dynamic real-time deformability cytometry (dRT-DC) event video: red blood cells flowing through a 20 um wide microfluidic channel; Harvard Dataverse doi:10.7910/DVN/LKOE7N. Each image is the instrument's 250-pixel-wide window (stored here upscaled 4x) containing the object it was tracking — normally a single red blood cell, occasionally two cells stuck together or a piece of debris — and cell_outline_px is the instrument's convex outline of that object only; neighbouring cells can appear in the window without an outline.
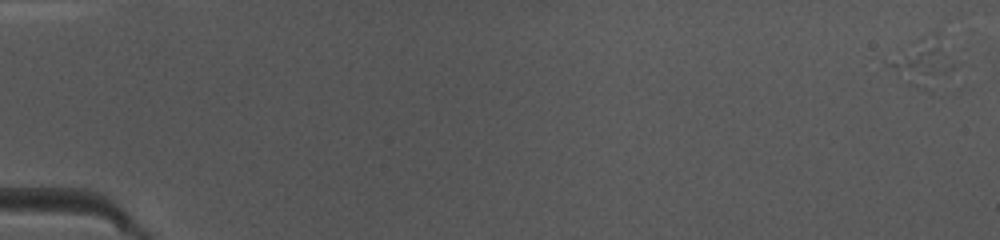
{"species": "common noctule bat (a hibernating species)", "species_latin": "Nyctalus noctula", "temperature_condition": "warm", "stored_images_in_passage": 5, "segment_of_instrument_passage": [2, 2], "camera_frame_rate_fps": 3000, "um_per_image_px": 0.085, "animal": {"sex": "female", "body_mass_g": 10.0, "forearm_length_mm": 53.1}, "frame": {"image": 1, "passage_image": 2, "time_ms": 0.333, "image_size_px": [1000, 240], "cell_outline_px": [[960, 60], [948, 72], [928, 88], [912, 88], [884, 64], [884, 60], [916, 40], [936, 28]], "centroid_in_image_um": [78.49, 5.16], "position_along_channel_um": 6.5, "area_um2": 18.73}}